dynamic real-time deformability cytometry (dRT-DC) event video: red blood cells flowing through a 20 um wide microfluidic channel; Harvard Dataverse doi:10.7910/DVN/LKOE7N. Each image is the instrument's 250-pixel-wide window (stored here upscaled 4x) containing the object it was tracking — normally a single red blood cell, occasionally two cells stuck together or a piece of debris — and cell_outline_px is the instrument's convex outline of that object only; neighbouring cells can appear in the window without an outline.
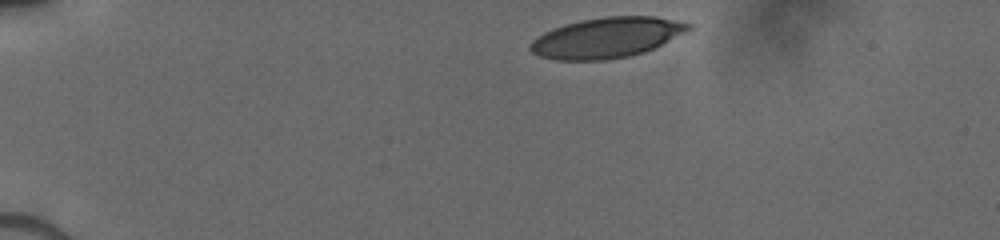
{"species": "human", "species_latin": "Homo sapiens", "temperature_condition": "cold", "stored_images_in_passage": 16, "camera_frame_rate_fps": 3000, "um_per_image_px": 0.085, "donor": {"sex": "male"}, "frame": {"image": 1, "passage_image": 1, "time_ms": 0.0, "image_size_px": [1000, 240], "cell_outline_px": [[692, 28], [688, 32], [644, 52], [628, 56], [604, 60], [556, 60], [540, 56], [532, 52], [528, 48], [528, 44], [536, 36], [552, 28], [564, 24], [580, 20], [604, 16], [656, 16], [692, 24]], "centroid_in_image_um": [51.55, 3.19], "position_along_channel_um": 33.5, "area_um2": 37.45}}
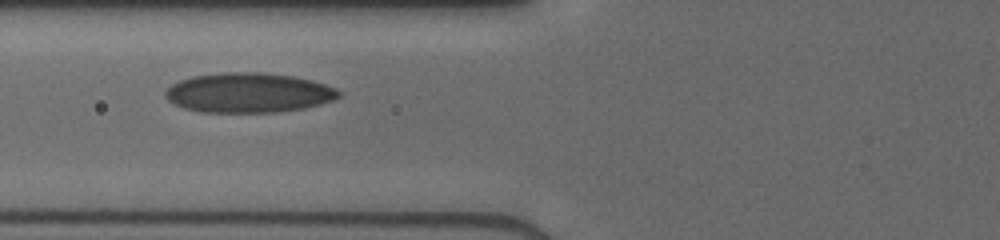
{"frame": {"image": 2, "passage_image": 10, "time_ms": 3.667, "image_size_px": [1000, 240], "cell_outline_px": [[340, 96], [332, 100], [320, 104], [304, 108], [276, 112], [204, 112], [184, 108], [168, 100], [164, 96], [164, 92], [172, 84], [180, 80], [192, 76], [220, 72], [260, 72], [292, 76], [312, 80], [336, 88], [340, 92]], "centroid_in_image_um": [21.11, 7.87], "position_along_channel_um": 104.7, "area_um2": 40.11}}
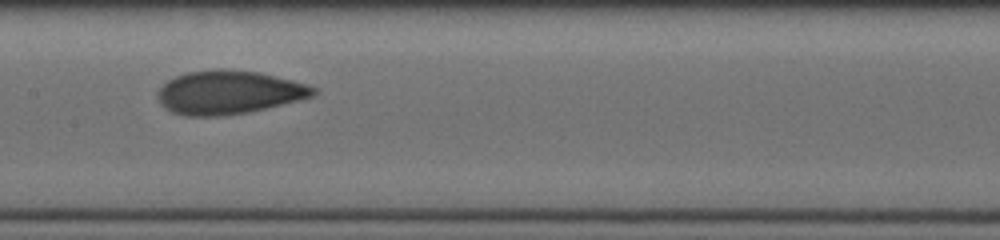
{"frame": {"image": 3, "passage_image": 14, "time_ms": 5.667, "image_size_px": [1000, 240], "cell_outline_px": [[316, 92], [312, 96], [300, 100], [248, 112], [220, 116], [188, 116], [172, 112], [164, 108], [160, 104], [156, 92], [168, 80], [176, 76], [188, 72], [220, 68], [224, 68], [260, 72], [308, 84], [316, 88]], "centroid_in_image_um": [19.43, 7.84], "position_along_channel_um": 188.0, "area_um2": 39.59}}